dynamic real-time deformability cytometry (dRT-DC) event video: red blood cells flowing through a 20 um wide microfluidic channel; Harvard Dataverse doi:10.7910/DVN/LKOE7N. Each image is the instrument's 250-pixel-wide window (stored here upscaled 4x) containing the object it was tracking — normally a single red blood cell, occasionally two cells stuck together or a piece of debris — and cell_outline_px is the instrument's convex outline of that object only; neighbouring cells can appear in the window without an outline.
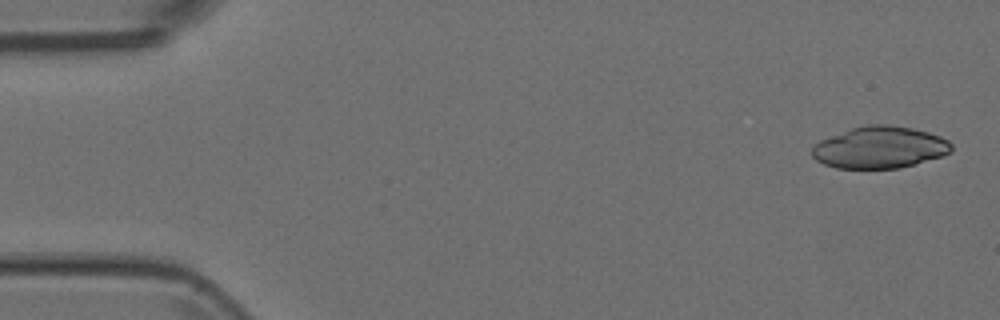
{"species": "Egyptian fruit bat (a non-hibernating species)", "species_latin": "Rousettus aegyptiacus", "temperature_condition": "room temperature", "stored_images_in_passage": 6, "camera_frame_rate_fps": 3000, "um_per_image_px": 0.085, "animal": {"sex": "female"}, "frame": {"image": 1, "passage_image": 1, "time_ms": 0.0, "image_size_px": [1000, 320], "cell_outline_px": [[952, 148], [944, 156], [900, 168], [836, 168], [824, 164], [816, 160], [812, 156], [812, 148], [820, 140], [852, 128], [864, 124], [888, 124], [912, 128], [928, 132], [940, 136], [948, 140], [952, 144]], "centroid_in_image_um": [74.79, 12.53], "position_along_channel_um": 10.2, "area_um2": 33.99}}